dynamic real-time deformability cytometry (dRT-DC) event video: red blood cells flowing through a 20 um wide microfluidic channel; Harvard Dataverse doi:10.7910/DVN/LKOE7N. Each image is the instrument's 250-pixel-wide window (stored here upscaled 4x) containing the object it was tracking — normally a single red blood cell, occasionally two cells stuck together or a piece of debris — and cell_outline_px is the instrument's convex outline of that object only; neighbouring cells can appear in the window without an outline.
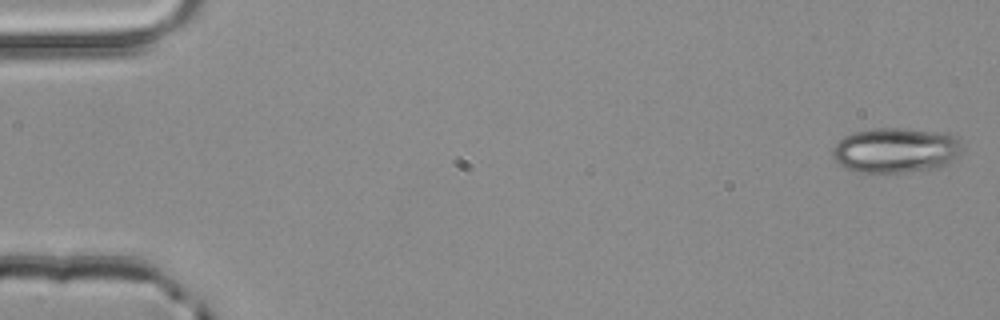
{"species": "common noctule bat (a hibernating species)", "species_latin": "Nyctalus noctula", "temperature_condition": "room temperature", "stored_images_in_passage": 4, "camera_frame_rate_fps": 3000, "um_per_image_px": 0.085, "animal": {"sex": "male", "body_mass_g": 20.4}, "frame": {"image": 1, "passage_image": 1, "time_ms": 0.0, "image_size_px": [1000, 320], "cell_outline_px": [[960, 152], [948, 164], [940, 168], [884, 176], [856, 172], [840, 164], [832, 156], [832, 148], [836, 140], [844, 136], [856, 132], [872, 128], [904, 128], [948, 132], [956, 136], [960, 140]], "centroid_in_image_um": [76.13, 12.8], "position_along_channel_um": 8.9, "area_um2": 35.32}}